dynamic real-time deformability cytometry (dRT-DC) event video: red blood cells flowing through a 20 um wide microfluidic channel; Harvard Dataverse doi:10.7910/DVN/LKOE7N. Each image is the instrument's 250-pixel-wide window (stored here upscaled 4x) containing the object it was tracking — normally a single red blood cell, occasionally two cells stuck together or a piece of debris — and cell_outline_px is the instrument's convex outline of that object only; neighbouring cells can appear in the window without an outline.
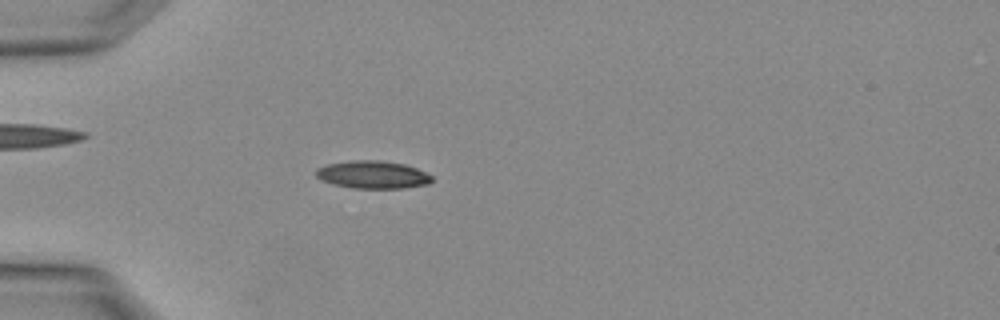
{"species": "Egyptian fruit bat (a non-hibernating species)", "species_latin": "Rousettus aegyptiacus", "temperature_condition": "warm", "stored_images_in_passage": 2, "camera_frame_rate_fps": 3000, "um_per_image_px": 0.085, "animal": {"sex": "female"}, "frame": {"image": 1, "passage_image": 2, "time_ms": 0.333, "image_size_px": [1000, 320], "cell_outline_px": [[432, 180], [428, 184], [404, 188], [352, 188], [320, 180], [316, 176], [316, 168], [328, 164], [352, 160], [380, 160], [404, 164], [416, 168], [432, 176]], "centroid_in_image_um": [31.67, 14.84], "position_along_channel_um": 53.3, "area_um2": 18.61}}